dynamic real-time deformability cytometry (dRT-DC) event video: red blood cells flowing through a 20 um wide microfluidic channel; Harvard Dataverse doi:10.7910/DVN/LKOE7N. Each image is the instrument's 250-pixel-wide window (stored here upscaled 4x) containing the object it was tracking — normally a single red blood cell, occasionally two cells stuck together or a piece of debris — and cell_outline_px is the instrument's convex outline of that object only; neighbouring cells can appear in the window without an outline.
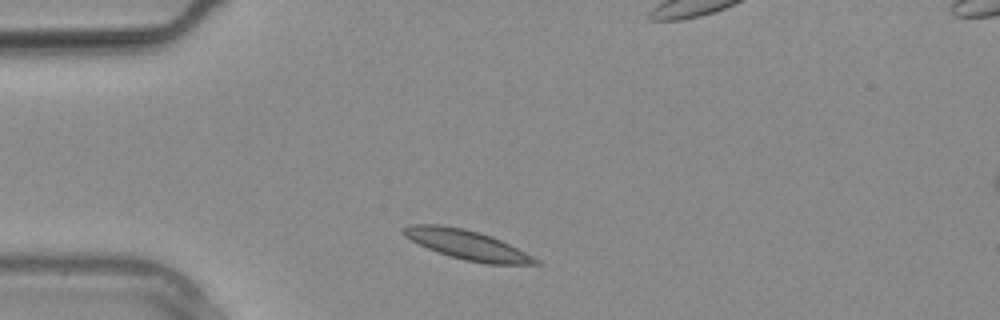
{"species": "common noctule bat (a hibernating species)", "species_latin": "Nyctalus noctula", "temperature_condition": "warm", "stored_images_in_passage": 3, "camera_frame_rate_fps": 3000, "um_per_image_px": 0.085, "animal": {"sex": "male", "body_mass_g": 20.4}, "frame": {"image": 1, "passage_image": 1, "time_ms": 0.0, "image_size_px": [1000, 320], "cell_outline_px": [[540, 264], [488, 264], [464, 260], [428, 248], [404, 236], [400, 232], [400, 228], [408, 224], [440, 224], [464, 228], [480, 232], [492, 236], [540, 260]], "centroid_in_image_um": [39.65, 20.78], "position_along_channel_um": 45.4, "area_um2": 22.48}}